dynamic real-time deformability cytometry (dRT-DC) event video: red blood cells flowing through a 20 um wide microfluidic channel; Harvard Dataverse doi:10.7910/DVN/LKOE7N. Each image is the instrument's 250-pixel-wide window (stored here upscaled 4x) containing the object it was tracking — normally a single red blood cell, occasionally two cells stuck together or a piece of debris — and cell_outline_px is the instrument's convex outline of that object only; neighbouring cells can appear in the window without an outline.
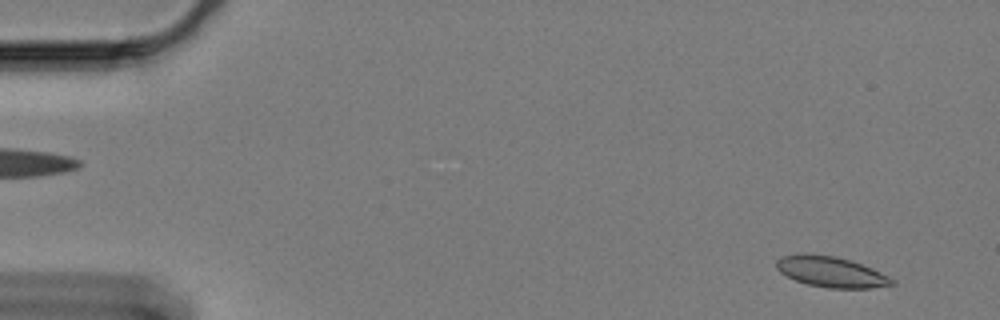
{"species": "Egyptian fruit bat (a non-hibernating species)", "species_latin": "Rousettus aegyptiacus", "temperature_condition": "cold", "stored_images_in_passage": 10, "camera_frame_rate_fps": 3000, "um_per_image_px": 0.085, "animal": {"sex": "female"}, "frame": {"image": 1, "passage_image": 1, "time_ms": 0.0, "image_size_px": [1000, 320], "cell_outline_px": [[896, 284], [872, 288], [828, 288], [808, 284], [796, 280], [780, 272], [776, 268], [776, 260], [784, 256], [836, 256], [852, 260], [872, 268], [896, 280]], "centroid_in_image_um": [70.73, 23.15], "position_along_channel_um": 14.3, "area_um2": 20.06}}